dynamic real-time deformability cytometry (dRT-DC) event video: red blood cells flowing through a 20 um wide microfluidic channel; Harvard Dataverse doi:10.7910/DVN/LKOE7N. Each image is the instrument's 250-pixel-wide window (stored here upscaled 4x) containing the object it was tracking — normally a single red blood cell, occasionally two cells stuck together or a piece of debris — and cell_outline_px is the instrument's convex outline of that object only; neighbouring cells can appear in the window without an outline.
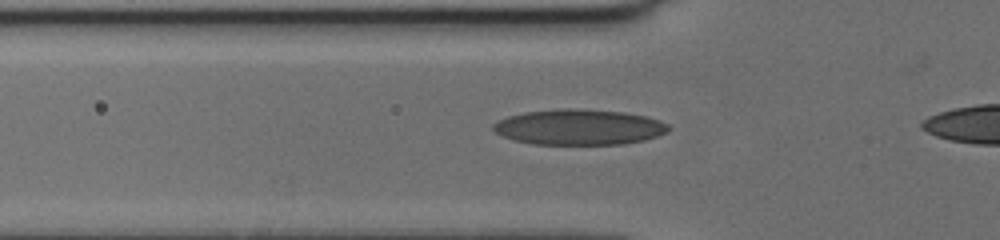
{"species": "human", "species_latin": "Homo sapiens", "temperature_condition": "cold", "stored_images_in_passage": 16, "camera_frame_rate_fps": 3000, "um_per_image_px": 0.085, "donor": {"sex": "female"}, "frame": {"image": 1, "passage_image": 14, "time_ms": 4.333, "image_size_px": [1000, 240], "cell_outline_px": [[668, 132], [644, 140], [624, 144], [532, 144], [516, 140], [504, 136], [496, 132], [492, 128], [492, 124], [508, 116], [524, 112], [564, 108], [580, 108], [624, 112], [644, 116], [660, 120], [668, 124]], "centroid_in_image_um": [49.23, 10.8], "position_along_channel_um": 76.6, "area_um2": 36.24}}